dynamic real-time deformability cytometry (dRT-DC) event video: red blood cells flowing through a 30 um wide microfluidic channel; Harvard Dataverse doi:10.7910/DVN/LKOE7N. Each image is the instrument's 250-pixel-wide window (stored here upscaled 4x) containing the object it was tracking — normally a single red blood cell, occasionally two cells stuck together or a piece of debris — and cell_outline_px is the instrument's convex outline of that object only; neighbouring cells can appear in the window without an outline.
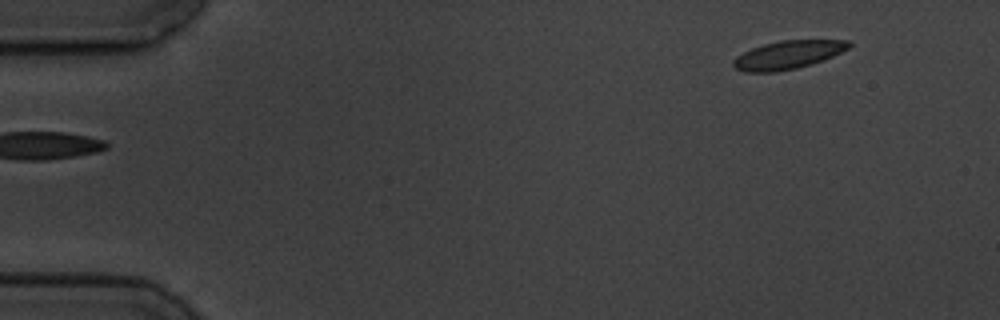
{"species": "common noctule bat (a hibernating species)", "species_latin": "Nyctalus noctula", "temperature_condition": "cold", "stored_images_in_passage": 5, "segment_of_instrument_passage": [2, 2], "camera_frame_rate_fps": 3000, "um_per_image_px": 0.085, "animal": {"sex": "male", "body_mass_g": 19.5, "forearm_length_mm": 54.6}, "frame": {"image": 1, "passage_image": 5, "time_ms": 6.0, "image_size_px": [1000, 320], "cell_outline_px": [[852, 44], [848, 48], [824, 60], [812, 64], [796, 68], [776, 72], [744, 72], [736, 68], [732, 64], [732, 60], [736, 56], [752, 48], [764, 44], [780, 40], [852, 40]], "centroid_in_image_um": [66.97, 4.66], "position_along_channel_um": 18.0, "area_um2": 19.07}}